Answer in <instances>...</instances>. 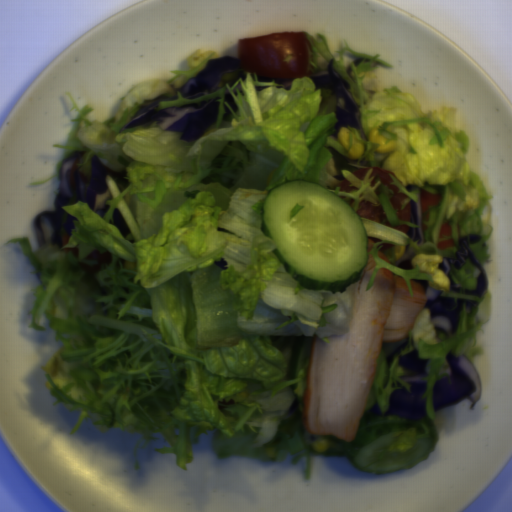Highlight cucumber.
Wrapping results in <instances>:
<instances>
[{
    "label": "cucumber",
    "instance_id": "1",
    "mask_svg": "<svg viewBox=\"0 0 512 512\" xmlns=\"http://www.w3.org/2000/svg\"><path fill=\"white\" fill-rule=\"evenodd\" d=\"M309 180L276 185L265 194L261 234L287 274L310 290L345 292L368 263V235L361 215Z\"/></svg>",
    "mask_w": 512,
    "mask_h": 512
},
{
    "label": "cucumber",
    "instance_id": "2",
    "mask_svg": "<svg viewBox=\"0 0 512 512\" xmlns=\"http://www.w3.org/2000/svg\"><path fill=\"white\" fill-rule=\"evenodd\" d=\"M435 438L436 426L428 418L373 416L345 449L358 470L382 474L424 461L435 446Z\"/></svg>",
    "mask_w": 512,
    "mask_h": 512
}]
</instances>
